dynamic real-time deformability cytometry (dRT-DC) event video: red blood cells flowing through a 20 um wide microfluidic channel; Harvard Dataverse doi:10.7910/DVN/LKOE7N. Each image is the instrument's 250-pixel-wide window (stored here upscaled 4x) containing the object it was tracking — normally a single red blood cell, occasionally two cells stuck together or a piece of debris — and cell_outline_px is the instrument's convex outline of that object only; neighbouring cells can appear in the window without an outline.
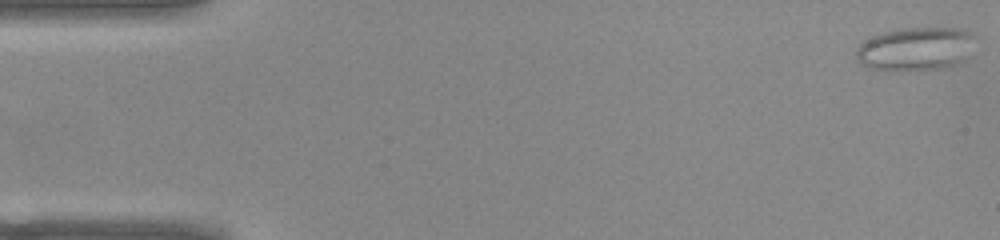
{"species": "common noctule bat (a hibernating species)", "species_latin": "Nyctalus noctula", "temperature_condition": "warm", "stored_images_in_passage": 17, "camera_frame_rate_fps": 3000, "um_per_image_px": 0.085, "animal": {"sex": "female", "body_mass_g": 22.0, "forearm_length_mm": 56.7}, "frame": {"image": 1, "passage_image": 1, "time_ms": 0.0, "image_size_px": [1000, 240], "cell_outline_px": [[980, 36], [968, 56], [964, 60], [956, 64], [940, 68], [900, 72], [888, 72], [868, 68], [856, 56], [856, 48], [864, 40], [872, 36], [884, 32], [900, 28], [968, 28]], "centroid_in_image_um": [77.91, 4.15], "position_along_channel_um": 7.1, "area_um2": 31.15}}
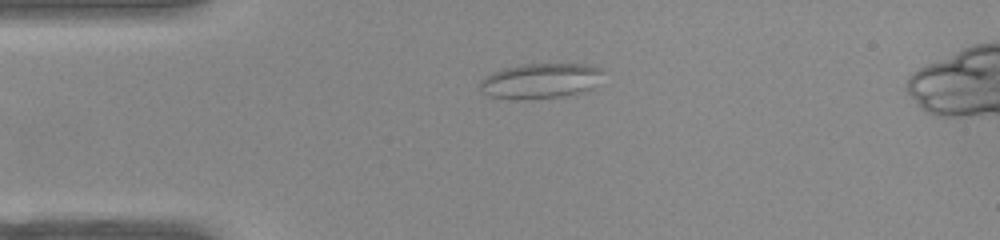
{"frame": {"image": 2, "passage_image": 12, "time_ms": 3.667, "image_size_px": [1000, 240], "cell_outline_px": [[604, 72], [592, 88], [572, 96], [524, 100], [516, 100], [488, 96], [480, 92], [480, 80], [492, 72], [504, 68], [520, 64], [592, 64], [600, 68]], "centroid_in_image_um": [45.92, 6.89], "position_along_channel_um": 39.1, "area_um2": 25.84}}
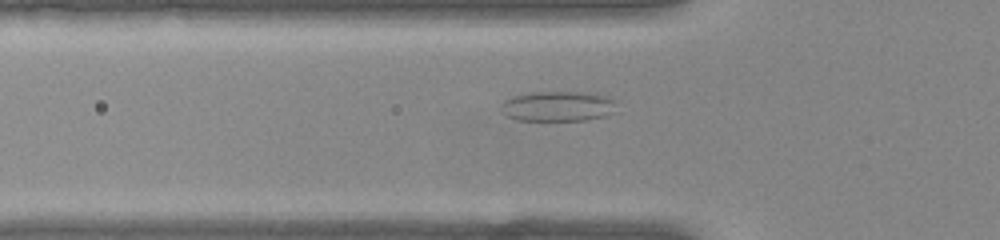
{"frame": {"image": 3, "passage_image": 17, "time_ms": 5.333, "image_size_px": [1000, 240], "cell_outline_px": [[620, 112], [604, 116], [584, 120], [516, 120], [500, 112], [500, 104], [504, 100], [512, 96], [524, 92], [580, 92], [604, 96], [612, 100]], "centroid_in_image_um": [47.37, 9.03], "position_along_channel_um": 78.4, "area_um2": 20.52}}